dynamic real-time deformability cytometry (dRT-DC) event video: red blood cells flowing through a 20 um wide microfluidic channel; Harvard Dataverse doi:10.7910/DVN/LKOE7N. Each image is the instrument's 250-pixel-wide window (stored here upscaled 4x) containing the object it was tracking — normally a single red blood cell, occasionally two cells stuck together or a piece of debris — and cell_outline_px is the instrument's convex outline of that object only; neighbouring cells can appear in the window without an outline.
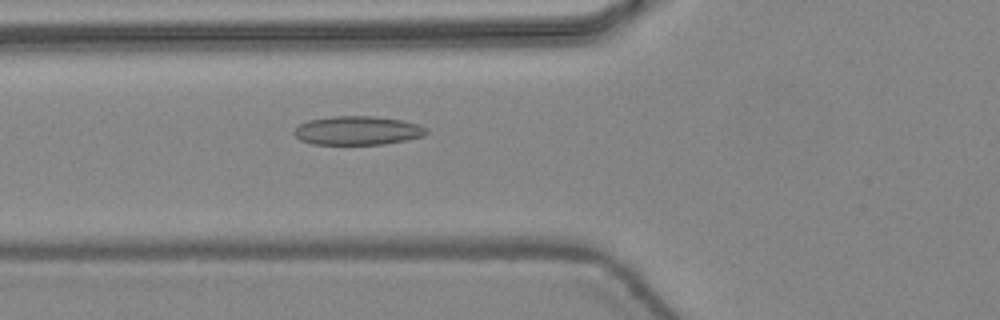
{"species": "common noctule bat (a hibernating species)", "species_latin": "Nyctalus noctula", "temperature_condition": "warm", "stored_images_in_passage": 46, "camera_frame_rate_fps": 3000, "um_per_image_px": 0.085, "animal": {"sex": "female", "body_mass_g": 24.6, "forearm_length_mm": 56.2}, "frame": {"image": 1, "passage_image": 18, "time_ms": 5.667, "image_size_px": [1000, 320], "cell_outline_px": [[428, 132], [424, 136], [408, 140], [384, 144], [312, 144], [300, 140], [292, 132], [300, 124], [308, 120], [332, 116], [376, 116], [400, 120], [420, 124], [428, 128]], "centroid_in_image_um": [30.43, 11.09], "position_along_channel_um": 95.4, "area_um2": 22.37}}
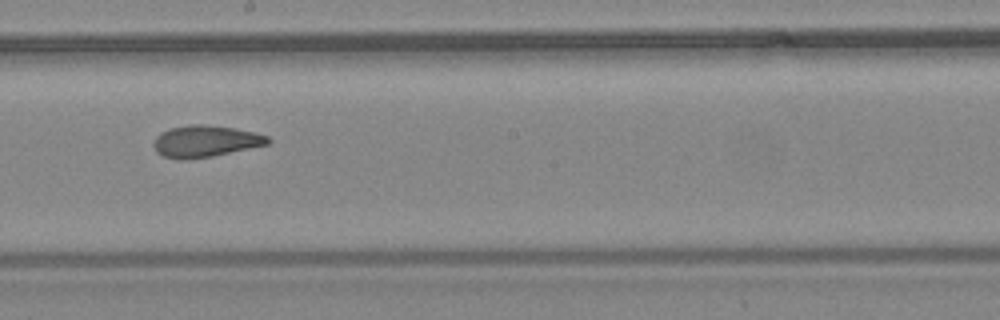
{"frame": {"image": 2, "passage_image": 27, "time_ms": 8.667, "image_size_px": [1000, 320], "cell_outline_px": [[272, 140], [268, 144], [212, 156], [184, 160], [180, 160], [164, 156], [156, 152], [152, 144], [156, 136], [160, 132], [168, 128], [192, 124], [204, 124], [236, 128], [256, 132], [268, 136]], "centroid_in_image_um": [17.44, 11.99], "position_along_channel_um": 230.8, "area_um2": 21.27}}
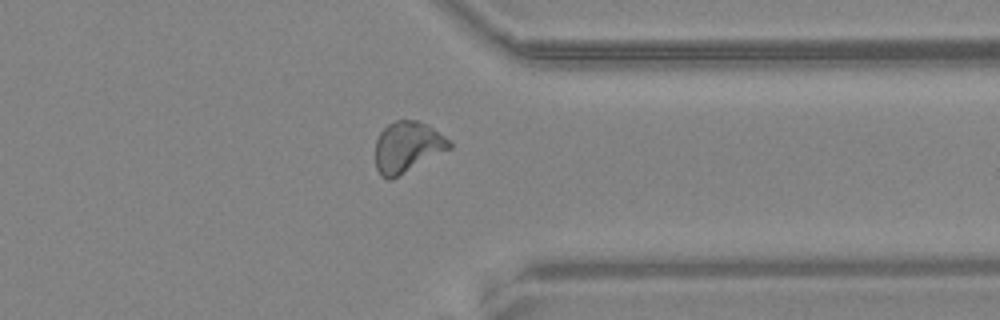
{"frame": {"image": 3, "passage_image": 37, "time_ms": 12.0, "image_size_px": [1000, 320], "cell_outline_px": [[452, 148], [392, 180], [388, 180], [380, 176], [376, 168], [376, 140], [380, 132], [388, 124], [396, 120], [416, 120], [428, 124], [444, 136], [452, 144]], "centroid_in_image_um": [34.62, 12.51], "position_along_channel_um": 376.8, "area_um2": 22.14}, "authors_computed_cell_mechanics": {"area_um2": 21.7039, "velocity_mm_per_s": 4.4768, "shape_relaxation_time_tau1_ms": null, "shape_relaxation_time_tau2_ms": 1.6044, "deformation_change_tau1": null, "deformation_change_tau2": 0.0847}}